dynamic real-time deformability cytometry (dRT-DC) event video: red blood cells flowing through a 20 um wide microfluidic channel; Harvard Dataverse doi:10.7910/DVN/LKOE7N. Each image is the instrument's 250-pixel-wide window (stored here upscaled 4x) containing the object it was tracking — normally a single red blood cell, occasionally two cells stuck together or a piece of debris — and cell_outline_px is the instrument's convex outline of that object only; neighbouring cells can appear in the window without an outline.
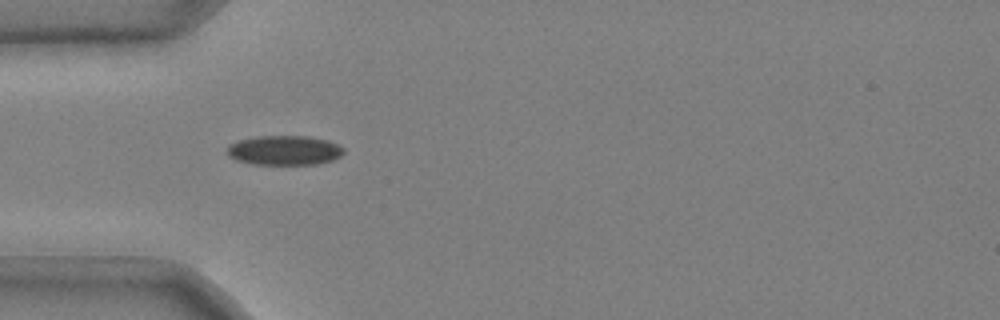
{"species": "common noctule bat (a hibernating species)", "species_latin": "Nyctalus noctula", "temperature_condition": "cold", "stored_images_in_passage": 39, "camera_frame_rate_fps": 3000, "um_per_image_px": 0.085, "animal": {"sex": "male", "body_mass_g": 20.4}, "frame": {"image": 1, "passage_image": 5, "time_ms": 1.333, "image_size_px": [1000, 320], "cell_outline_px": [[344, 152], [340, 156], [332, 160], [316, 164], [252, 164], [236, 160], [228, 156], [228, 144], [236, 140], [256, 136], [308, 136], [328, 140], [344, 148]], "centroid_in_image_um": [24.14, 12.77], "position_along_channel_um": 60.9, "area_um2": 20.17}}
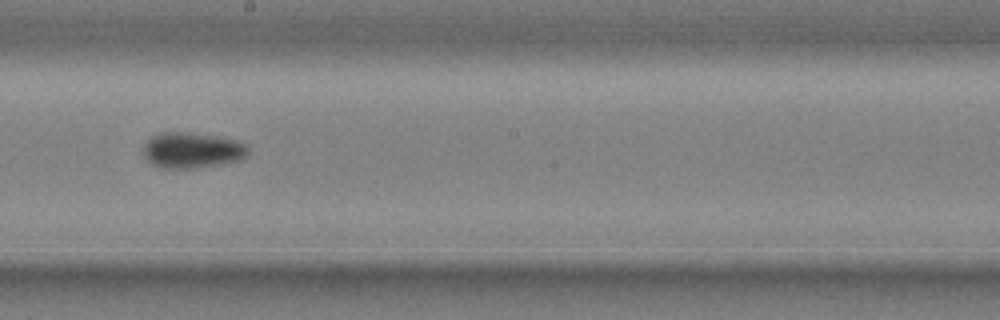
{"frame": {"image": 2, "passage_image": 19, "time_ms": 6.0, "image_size_px": [1000, 320], "cell_outline_px": [[248, 156], [240, 160], [220, 164], [196, 168], [164, 168], [152, 164], [144, 156], [144, 144], [152, 136], [160, 132], [188, 132], [216, 136], [236, 140], [244, 144], [248, 148]], "centroid_in_image_um": [16.33, 12.77], "position_along_channel_um": 231.9, "area_um2": 21.79}}
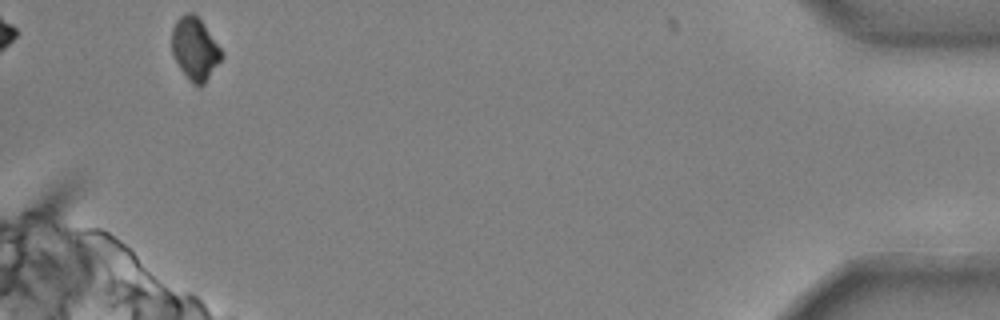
{"frame": {"image": 3, "passage_image": 39, "time_ms": 12.667, "image_size_px": [1000, 320], "cell_outline_px": [[224, 56], [204, 84], [200, 88], [192, 84], [180, 68], [172, 52], [172, 28], [176, 20], [184, 12], [192, 12], [200, 20], [224, 52]], "centroid_in_image_um": [16.57, 4.16], "position_along_channel_um": 418.6, "area_um2": 18.15}, "authors_computed_cell_mechanics": {"area_um2": 20.0566, "velocity_mm_per_s": 3.7033, "shape_relaxation_time_tau1_ms": 3.8862, "shape_relaxation_time_tau2_ms": null, "deformation_change_tau1": 0.1106, "deformation_change_tau2": null}}